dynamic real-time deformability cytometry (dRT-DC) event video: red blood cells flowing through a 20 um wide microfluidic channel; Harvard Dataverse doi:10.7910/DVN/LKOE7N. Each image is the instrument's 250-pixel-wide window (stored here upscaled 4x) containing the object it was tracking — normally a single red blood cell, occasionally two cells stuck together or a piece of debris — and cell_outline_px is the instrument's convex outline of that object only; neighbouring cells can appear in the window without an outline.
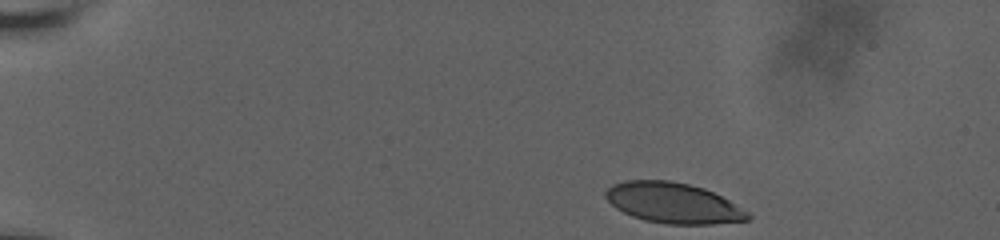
{"species": "human", "species_latin": "Homo sapiens", "temperature_condition": "room temperature", "stored_images_in_passage": 43, "camera_frame_rate_fps": 3000, "um_per_image_px": 0.085, "donor": {"sex": "male"}, "frame": {"image": 1, "passage_image": 1, "time_ms": 0.0, "image_size_px": [1000, 240], "cell_outline_px": [[752, 216], [748, 220], [712, 224], [668, 224], [644, 220], [632, 216], [616, 208], [604, 196], [604, 192], [612, 184], [624, 180], [668, 180], [688, 184], [704, 188], [728, 200], [748, 212]], "centroid_in_image_um": [57.19, 17.25], "position_along_channel_um": 27.8, "area_um2": 33.41}}
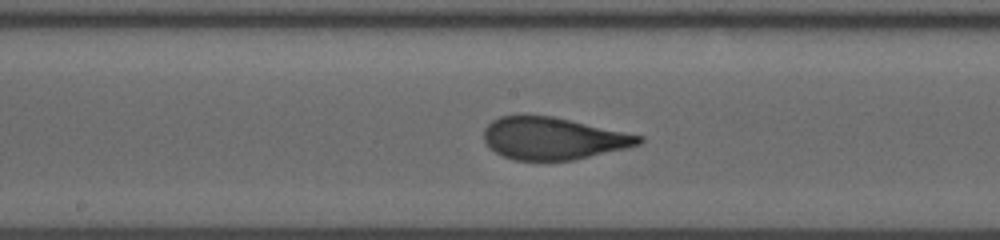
{"frame": {"image": 2, "passage_image": 24, "time_ms": 7.667, "image_size_px": [1000, 240], "cell_outline_px": [[644, 140], [640, 144], [628, 148], [572, 160], [516, 160], [504, 156], [496, 152], [484, 140], [484, 128], [492, 120], [500, 116], [552, 116], [644, 136]], "centroid_in_image_um": [47.04, 11.77], "position_along_channel_um": 201.2, "area_um2": 37.74}}
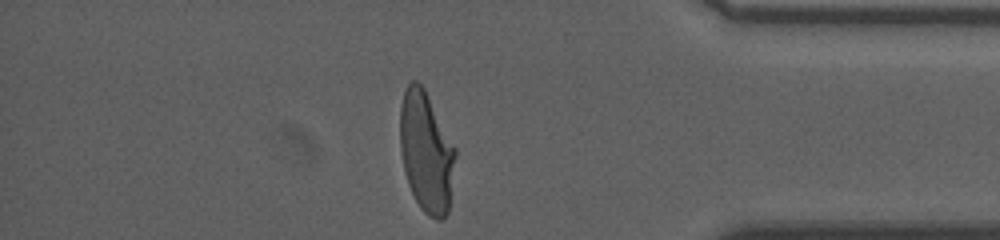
{"frame": {"image": 3, "passage_image": 42, "time_ms": 13.667, "image_size_px": [1000, 240], "cell_outline_px": [[456, 156], [448, 212], [440, 220], [436, 220], [428, 216], [420, 208], [408, 184], [404, 168], [400, 148], [400, 108], [404, 92], [408, 84], [412, 80], [416, 80], [424, 88], [456, 148]], "centroid_in_image_um": [36.23, 12.92], "position_along_channel_um": 399.0, "area_um2": 38.73}, "authors_computed_cell_mechanics": {"area_um2": 37.9746, "velocity_mm_per_s": 3.6664, "shape_relaxation_time_tau1_ms": 6.6167, "shape_relaxation_time_tau2_ms": null, "deformation_change_tau1": 0.2371, "deformation_change_tau2": null}}